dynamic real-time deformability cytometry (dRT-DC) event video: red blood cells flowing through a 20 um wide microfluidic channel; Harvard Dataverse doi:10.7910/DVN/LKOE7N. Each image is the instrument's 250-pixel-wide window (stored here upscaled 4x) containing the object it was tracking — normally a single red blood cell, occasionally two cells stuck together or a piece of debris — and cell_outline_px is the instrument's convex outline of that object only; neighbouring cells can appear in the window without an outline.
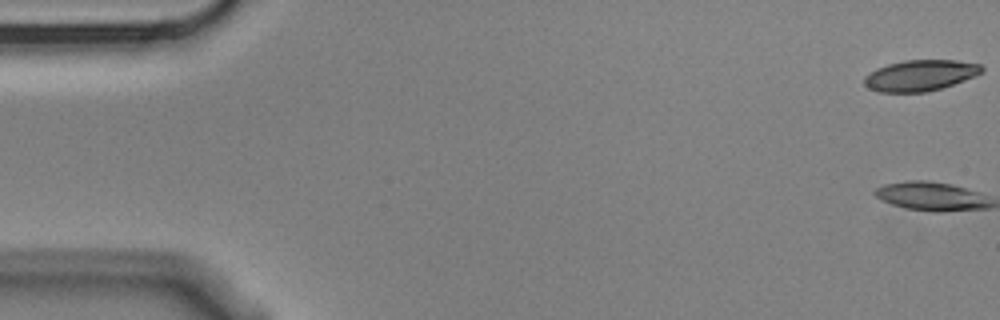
{"species": "Egyptian fruit bat (a non-hibernating species)", "species_latin": "Rousettus aegyptiacus", "temperature_condition": "cold", "stored_images_in_passage": 4, "camera_frame_rate_fps": 3000, "um_per_image_px": 0.085, "animal": {"sex": "male"}, "frame": {"image": 1, "passage_image": 1, "time_ms": 0.0, "image_size_px": [1000, 320], "cell_outline_px": [[984, 72], [976, 76], [928, 92], [876, 92], [868, 88], [864, 84], [864, 76], [876, 68], [888, 64], [904, 60], [956, 60], [980, 64], [984, 68]], "centroid_in_image_um": [78.21, 6.41], "position_along_channel_um": 6.8, "area_um2": 21.33}}